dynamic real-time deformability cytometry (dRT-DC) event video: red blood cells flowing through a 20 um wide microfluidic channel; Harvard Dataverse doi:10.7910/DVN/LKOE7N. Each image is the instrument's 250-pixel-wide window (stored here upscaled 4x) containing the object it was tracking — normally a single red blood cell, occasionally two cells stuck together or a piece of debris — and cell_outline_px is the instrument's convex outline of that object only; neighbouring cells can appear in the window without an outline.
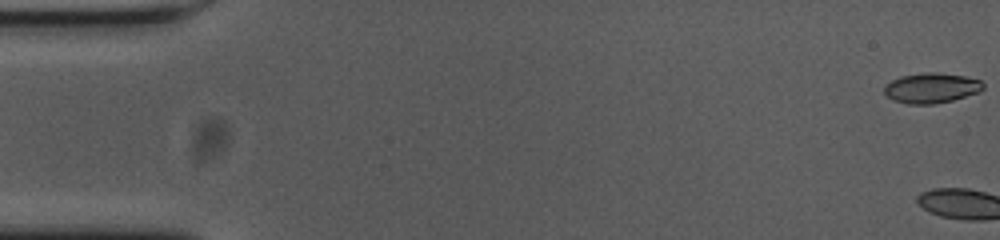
{"species": "common noctule bat (a hibernating species)", "species_latin": "Nyctalus noctula", "temperature_condition": "cold", "stored_images_in_passage": 3, "camera_frame_rate_fps": 3000, "um_per_image_px": 0.085, "animal": {"sex": "female", "body_mass_g": 23.0, "forearm_length_mm": 53.4}, "frame": {"image": 1, "passage_image": 1, "time_ms": 0.0, "image_size_px": [1000, 240], "cell_outline_px": [[984, 88], [980, 92], [952, 100], [932, 104], [908, 104], [892, 100], [884, 92], [884, 88], [892, 80], [900, 76], [924, 72], [936, 72], [964, 76], [980, 80], [984, 84]], "centroid_in_image_um": [79.18, 7.47], "position_along_channel_um": 5.8, "area_um2": 17.34}}